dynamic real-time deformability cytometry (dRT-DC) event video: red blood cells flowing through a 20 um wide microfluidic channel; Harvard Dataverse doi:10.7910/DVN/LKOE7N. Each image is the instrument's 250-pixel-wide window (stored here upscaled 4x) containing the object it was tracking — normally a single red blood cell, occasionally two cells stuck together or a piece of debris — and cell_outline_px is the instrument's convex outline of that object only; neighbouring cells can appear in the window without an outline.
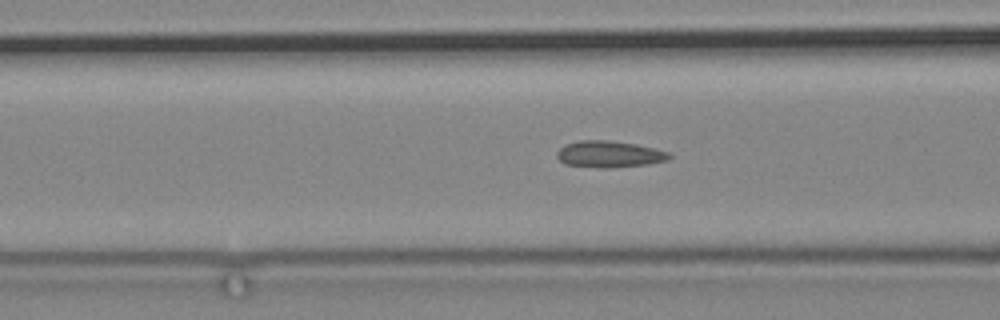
{"species": "common noctule bat (a hibernating species)", "species_latin": "Nyctalus noctula", "temperature_condition": "cold", "stored_images_in_passage": 60, "camera_frame_rate_fps": 3000, "um_per_image_px": 0.085, "animal": {"sex": "male", "body_mass_g": 19.2, "forearm_length_mm": 51.8}, "frame": {"image": 1, "passage_image": 21, "time_ms": 6.667, "image_size_px": [1000, 320], "cell_outline_px": [[672, 156], [668, 160], [648, 164], [608, 168], [600, 168], [564, 164], [556, 156], [556, 152], [564, 144], [580, 140], [608, 140], [636, 144], [656, 148], [672, 152]], "centroid_in_image_um": [51.81, 13.1], "position_along_channel_um": 114.8, "area_um2": 17.63}}
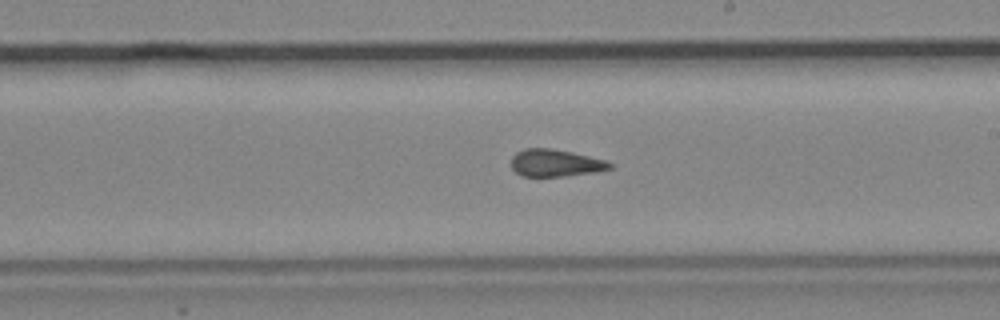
{"frame": {"image": 2, "passage_image": 33, "time_ms": 10.667, "image_size_px": [1000, 320], "cell_outline_px": [[612, 168], [596, 172], [568, 176], [524, 176], [516, 172], [512, 168], [512, 156], [516, 152], [524, 148], [552, 148], [572, 152], [604, 160], [612, 164]], "centroid_in_image_um": [47.2, 13.85], "position_along_channel_um": 241.8, "area_um2": 15.61}}
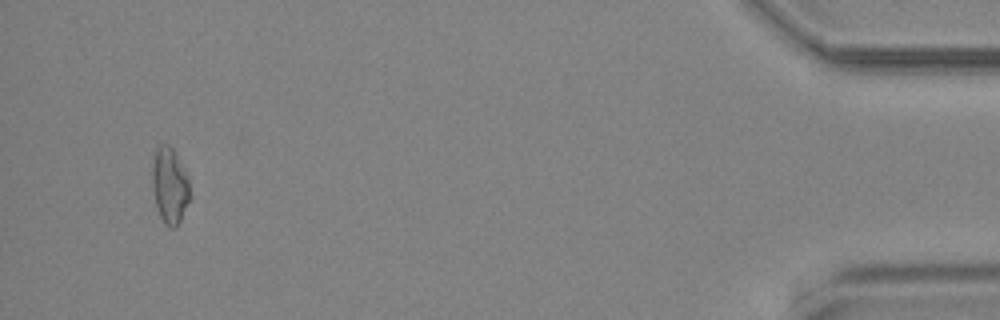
{"frame": {"image": 3, "passage_image": 57, "time_ms": 18.667, "image_size_px": [1000, 320], "cell_outline_px": [[192, 196], [176, 228], [172, 228], [164, 224], [160, 216], [156, 204], [152, 184], [152, 164], [156, 144], [168, 144], [172, 148], [180, 160], [188, 176]], "centroid_in_image_um": [14.44, 15.75], "position_along_channel_um": 420.8, "area_um2": 17.05}}